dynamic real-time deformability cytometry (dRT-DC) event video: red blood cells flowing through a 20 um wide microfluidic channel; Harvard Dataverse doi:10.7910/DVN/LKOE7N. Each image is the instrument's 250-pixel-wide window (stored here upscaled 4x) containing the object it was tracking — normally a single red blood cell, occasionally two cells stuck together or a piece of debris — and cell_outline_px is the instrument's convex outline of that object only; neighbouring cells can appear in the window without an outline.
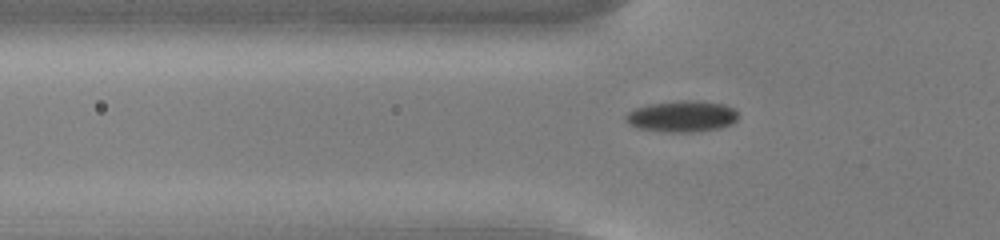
{"species": "common noctule bat (a hibernating species)", "species_latin": "Nyctalus noctula", "temperature_condition": "cold", "stored_images_in_passage": 52, "camera_frame_rate_fps": 3000, "um_per_image_px": 0.085, "animal": {"sex": "male", "body_mass_g": 13.0, "forearm_length_mm": 53.1}, "frame": {"image": 1, "passage_image": 16, "time_ms": 5.0, "image_size_px": [1000, 240], "cell_outline_px": [[736, 120], [732, 124], [720, 128], [692, 132], [668, 132], [640, 128], [628, 124], [624, 120], [624, 116], [628, 112], [636, 108], [648, 104], [680, 100], [696, 100], [724, 104], [736, 108]], "centroid_in_image_um": [57.96, 9.88], "position_along_channel_um": 67.8, "area_um2": 20.58}}
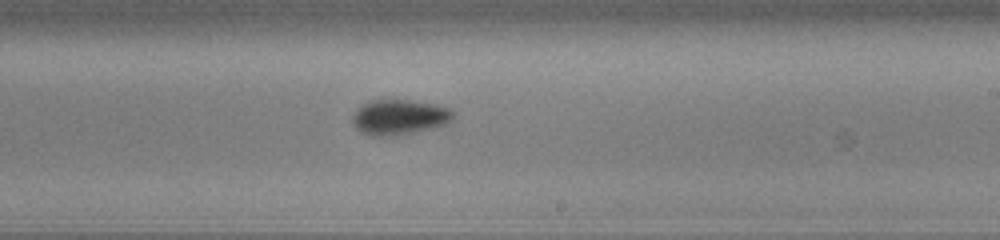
{"frame": {"image": 2, "passage_image": 31, "time_ms": 10.0, "image_size_px": [1000, 240], "cell_outline_px": [[452, 116], [444, 124], [436, 128], [416, 132], [388, 136], [372, 136], [360, 132], [352, 124], [352, 116], [364, 104], [372, 100], [408, 100], [432, 104], [448, 108], [452, 112]], "centroid_in_image_um": [33.89, 9.98], "position_along_channel_um": 255.1, "area_um2": 20.29}}
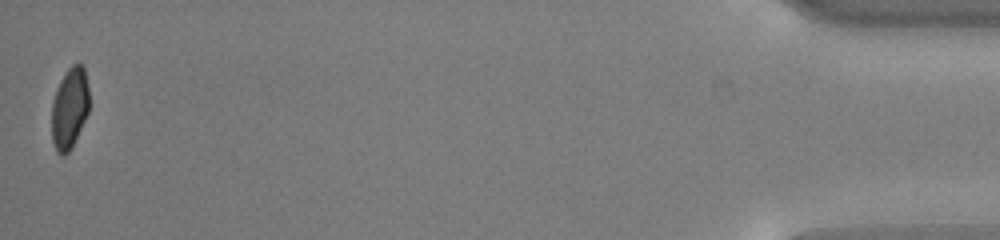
{"frame": {"image": 3, "passage_image": 52, "time_ms": 17.0, "image_size_px": [1000, 240], "cell_outline_px": [[88, 112], [72, 148], [64, 156], [60, 156], [56, 152], [52, 140], [52, 100], [60, 80], [68, 68], [72, 64], [80, 60], [84, 68], [88, 88]], "centroid_in_image_um": [5.9, 9.19], "position_along_channel_um": 429.3, "area_um2": 17.92}, "authors_computed_cell_mechanics": {"area_um2": 19.3052, "velocity_mm_per_s": 3.7738, "shape_relaxation_time_tau1_ms": 2.6884, "shape_relaxation_time_tau2_ms": 4.0404, "deformation_change_tau1": 0.0938, "deformation_change_tau2": 0.0661}}